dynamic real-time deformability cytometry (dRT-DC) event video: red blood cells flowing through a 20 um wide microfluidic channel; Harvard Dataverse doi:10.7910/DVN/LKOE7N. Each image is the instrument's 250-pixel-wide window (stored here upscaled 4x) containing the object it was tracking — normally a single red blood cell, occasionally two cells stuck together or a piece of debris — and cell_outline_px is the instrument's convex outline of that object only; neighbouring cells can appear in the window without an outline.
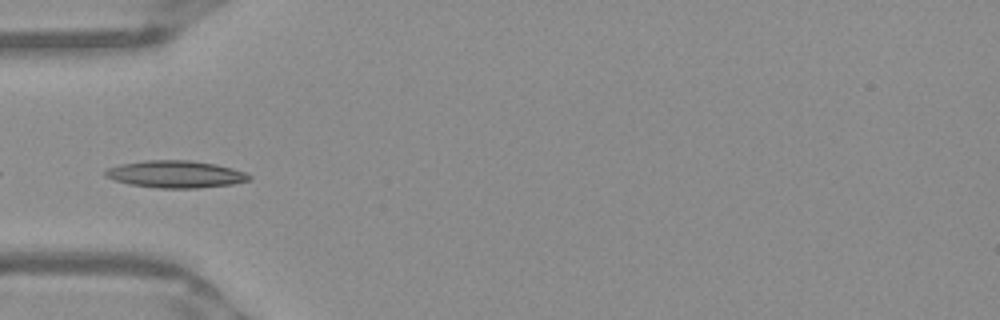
{"species": "Egyptian fruit bat (a non-hibernating species)", "species_latin": "Rousettus aegyptiacus", "temperature_condition": "warm", "stored_images_in_passage": 36, "camera_frame_rate_fps": 3000, "um_per_image_px": 0.085, "frame": {"image": 1, "passage_image": 1, "time_ms": 0.0, "image_size_px": [1000, 320], "cell_outline_px": [[252, 180], [232, 184], [196, 188], [160, 188], [132, 184], [116, 180], [104, 176], [104, 172], [108, 168], [120, 164], [144, 160], [192, 160], [216, 164], [232, 168], [244, 172], [252, 176]], "centroid_in_image_um": [14.96, 14.8], "position_along_channel_um": 70.0, "area_um2": 22.72}}
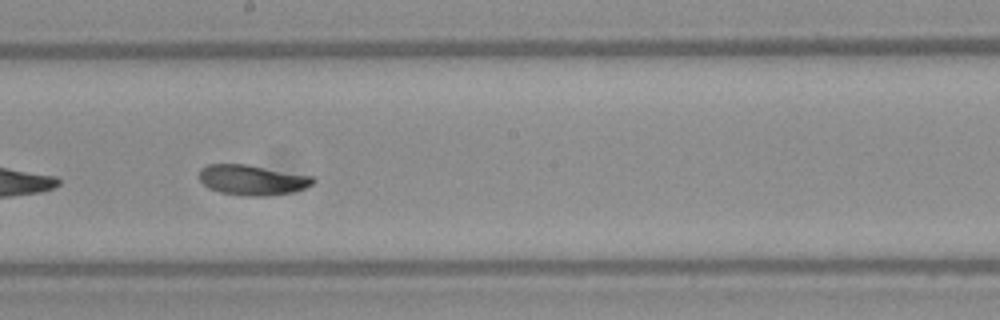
{"frame": {"image": 2, "passage_image": 13, "time_ms": 4.0, "image_size_px": [1000, 320], "cell_outline_px": [[316, 180], [312, 184], [304, 188], [292, 192], [264, 196], [244, 196], [220, 192], [208, 188], [200, 180], [200, 168], [208, 164], [248, 164], [312, 176]], "centroid_in_image_um": [21.43, 15.29], "position_along_channel_um": 226.8, "area_um2": 20.06}}
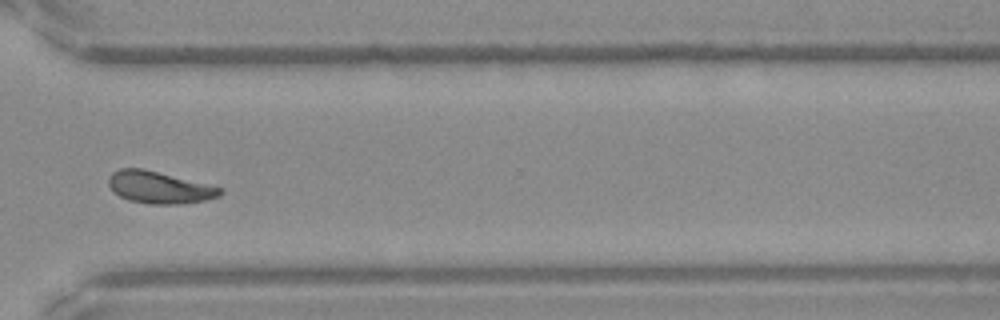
{"frame": {"image": 3, "passage_image": 23, "time_ms": 7.333, "image_size_px": [1000, 320], "cell_outline_px": [[224, 192], [220, 196], [204, 200], [180, 204], [152, 204], [128, 200], [120, 196], [108, 184], [108, 176], [112, 172], [120, 168], [144, 168], [224, 188]], "centroid_in_image_um": [13.56, 15.92], "position_along_channel_um": 357.0, "area_um2": 20.87}, "authors_computed_cell_mechanics": {"area_um2": 20.2589, "velocity_mm_per_s": 3.9032, "shape_relaxation_time_tau1_ms": 4.2538, "shape_relaxation_time_tau2_ms": 4.1639, "deformation_change_tau1": 0.1237, "deformation_change_tau2": 0.0826}}